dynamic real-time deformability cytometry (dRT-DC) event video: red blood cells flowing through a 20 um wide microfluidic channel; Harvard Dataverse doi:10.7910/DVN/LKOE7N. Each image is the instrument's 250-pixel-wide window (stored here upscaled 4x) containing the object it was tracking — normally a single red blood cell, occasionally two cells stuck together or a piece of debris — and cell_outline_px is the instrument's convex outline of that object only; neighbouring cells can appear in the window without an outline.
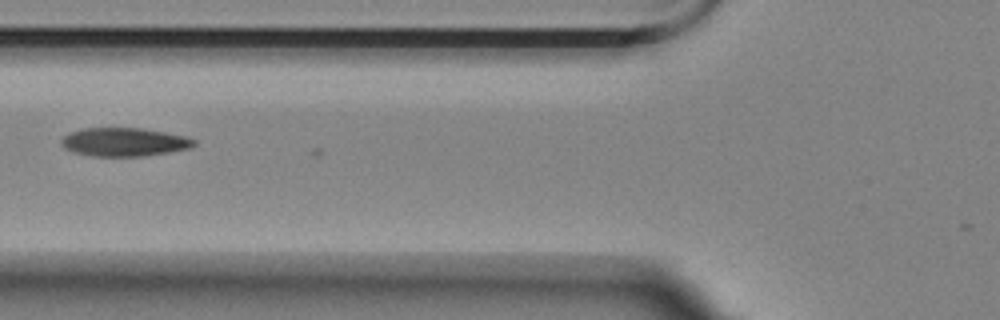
{"species": "Egyptian fruit bat (a non-hibernating species)", "species_latin": "Rousettus aegyptiacus", "temperature_condition": "room temperature", "stored_images_in_passage": 27, "camera_frame_rate_fps": 3000, "um_per_image_px": 0.085, "animal": {"sex": "female"}, "frame": {"image": 1, "passage_image": 8, "time_ms": 2.333, "image_size_px": [1000, 320], "cell_outline_px": [[196, 144], [192, 148], [144, 156], [92, 156], [76, 152], [64, 148], [60, 144], [60, 140], [68, 132], [84, 128], [140, 128], [164, 132], [184, 136], [196, 140]], "centroid_in_image_um": [10.54, 12.07], "position_along_channel_um": 115.3, "area_um2": 22.02}}
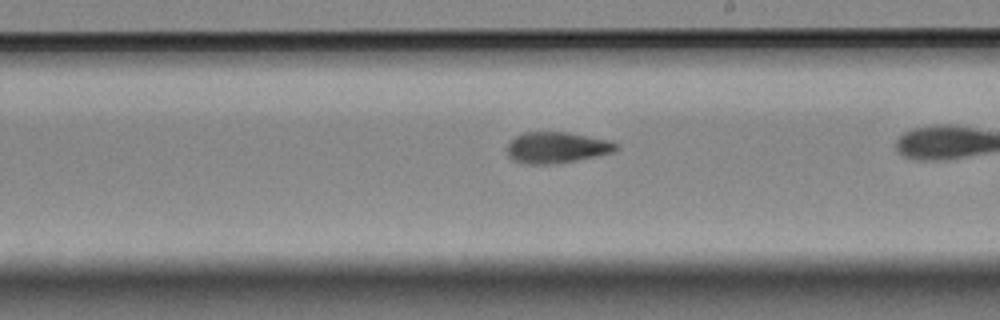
{"frame": {"image": 2, "passage_image": 16, "time_ms": 5.0, "image_size_px": [1000, 320], "cell_outline_px": [[620, 148], [612, 152], [576, 160], [552, 164], [524, 164], [512, 160], [508, 156], [508, 144], [516, 136], [524, 132], [568, 132], [612, 140]], "centroid_in_image_um": [47.32, 12.53], "position_along_channel_um": 241.7, "area_um2": 19.77}}
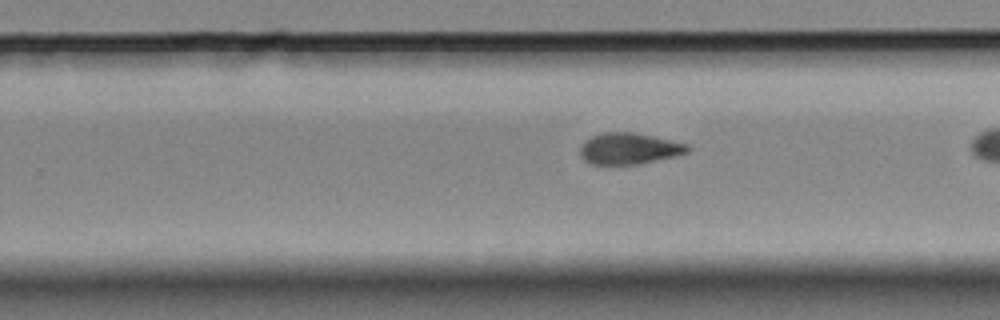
{"frame": {"image": 3, "passage_image": 19, "time_ms": 6.0, "image_size_px": [1000, 320], "cell_outline_px": [[688, 152], [640, 164], [592, 164], [584, 160], [580, 152], [580, 148], [584, 140], [592, 136], [604, 132], [636, 132], [688, 144]], "centroid_in_image_um": [53.44, 12.62], "position_along_channel_um": 276.4, "area_um2": 19.42}}